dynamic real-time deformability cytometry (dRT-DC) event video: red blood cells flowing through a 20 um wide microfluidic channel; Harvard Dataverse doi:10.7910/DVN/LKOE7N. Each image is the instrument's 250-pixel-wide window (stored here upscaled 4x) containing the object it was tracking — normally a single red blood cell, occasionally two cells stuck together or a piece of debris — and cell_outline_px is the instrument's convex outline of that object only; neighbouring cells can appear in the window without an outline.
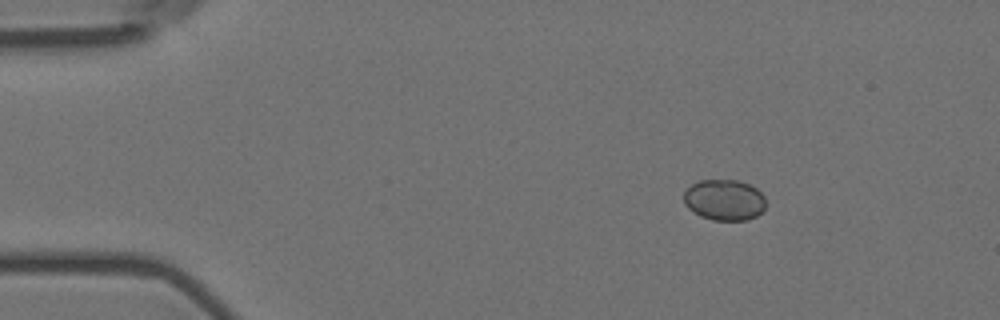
{"species": "Egyptian fruit bat (a non-hibernating species)", "species_latin": "Rousettus aegyptiacus", "temperature_condition": "room temperature", "stored_images_in_passage": 56, "camera_frame_rate_fps": 3000, "um_per_image_px": 0.085, "animal": {"sex": "female"}, "frame": {"image": 1, "passage_image": 8, "time_ms": 2.333, "image_size_px": [1000, 320], "cell_outline_px": [[764, 208], [756, 216], [748, 220], [712, 220], [700, 216], [688, 208], [684, 204], [684, 192], [692, 184], [700, 180], [736, 180], [748, 184], [756, 188], [764, 196]], "centroid_in_image_um": [61.55, 17.0], "position_along_channel_um": 23.5, "area_um2": 19.48}}
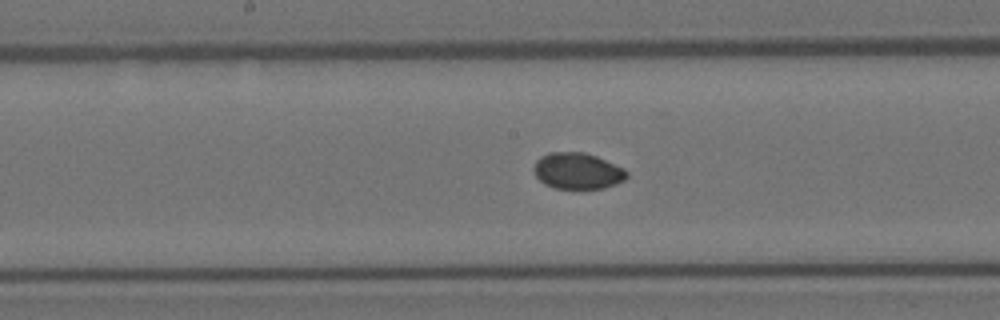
{"frame": {"image": 2, "passage_image": 29, "time_ms": 9.333, "image_size_px": [1000, 320], "cell_outline_px": [[628, 176], [624, 180], [616, 184], [604, 188], [552, 188], [544, 184], [532, 172], [532, 168], [536, 160], [540, 156], [548, 152], [584, 152], [596, 156], [624, 168], [628, 172]], "centroid_in_image_um": [49.06, 14.52], "position_along_channel_um": 199.1, "area_um2": 19.83}}
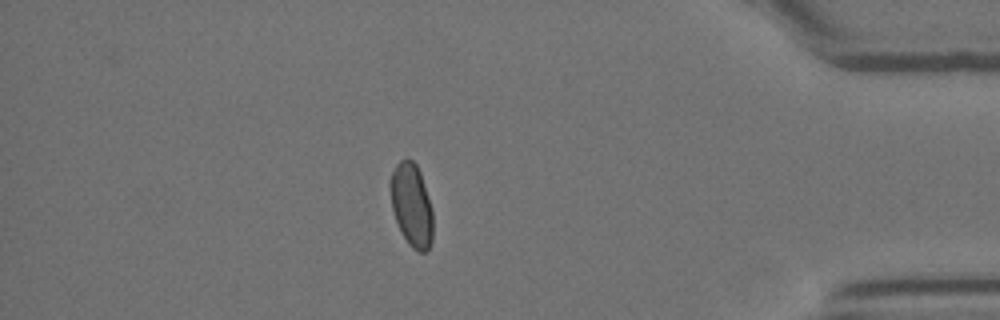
{"frame": {"image": 3, "passage_image": 49, "time_ms": 16.0, "image_size_px": [1000, 320], "cell_outline_px": [[432, 244], [424, 252], [420, 252], [412, 248], [408, 244], [400, 232], [392, 208], [388, 184], [388, 180], [396, 164], [400, 160], [412, 160], [416, 164], [420, 172], [432, 212]], "centroid_in_image_um": [34.95, 17.44], "position_along_channel_um": 400.3, "area_um2": 20.63}, "authors_computed_cell_mechanics": {"area_um2": 20.0566, "velocity_mm_per_s": 3.5945, "shape_relaxation_time_tau1_ms": 2.3294, "shape_relaxation_time_tau2_ms": null, "deformation_change_tau1": 0.0557, "deformation_change_tau2": null}}